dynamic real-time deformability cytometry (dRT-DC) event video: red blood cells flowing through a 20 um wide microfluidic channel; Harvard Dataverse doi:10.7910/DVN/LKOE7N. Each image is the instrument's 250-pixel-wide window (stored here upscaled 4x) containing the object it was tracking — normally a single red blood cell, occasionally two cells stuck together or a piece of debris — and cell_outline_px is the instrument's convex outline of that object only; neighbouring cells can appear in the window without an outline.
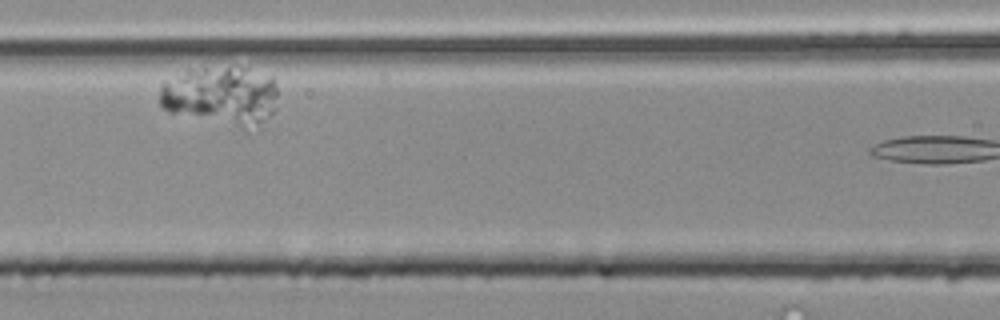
{"species": "common noctule bat (a hibernating species)", "species_latin": "Nyctalus noctula", "temperature_condition": "room temperature", "stored_images_in_passage": 7, "camera_frame_rate_fps": 3000, "um_per_image_px": 0.085, "animal": {"sex": "male", "body_mass_g": 20.4}, "frame": {"image": 1, "passage_image": 6, "time_ms": 1.667, "image_size_px": [1000, 320], "cell_outline_px": [[276, 108], [264, 120], [248, 132], [244, 132], [168, 112], [160, 104], [160, 88], [188, 68], [248, 68], [272, 76], [276, 88]], "centroid_in_image_um": [18.83, 8.21], "position_along_channel_um": 147.8, "area_um2": 41.38}}